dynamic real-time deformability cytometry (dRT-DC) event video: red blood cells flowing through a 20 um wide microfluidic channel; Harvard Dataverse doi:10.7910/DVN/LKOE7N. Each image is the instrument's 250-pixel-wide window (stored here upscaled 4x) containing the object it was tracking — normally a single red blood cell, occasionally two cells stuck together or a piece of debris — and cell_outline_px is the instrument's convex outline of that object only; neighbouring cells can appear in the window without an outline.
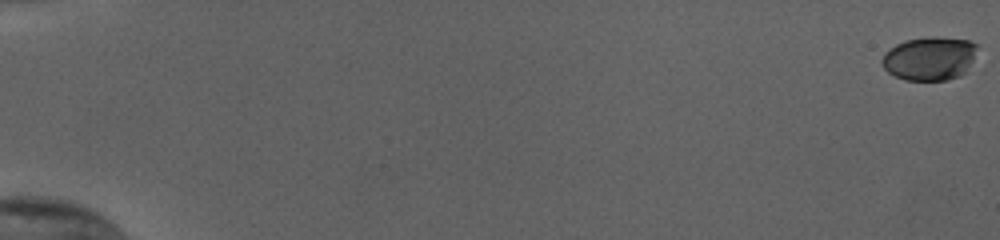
{"species": "human", "species_latin": "Homo sapiens", "temperature_condition": "cold", "stored_images_in_passage": 56, "camera_frame_rate_fps": 3000, "um_per_image_px": 0.085, "donor": {"sex": "female"}, "frame": {"image": 1, "passage_image": 1, "time_ms": 0.0, "image_size_px": [1000, 240], "cell_outline_px": [[976, 48], [972, 60], [964, 72], [960, 76], [948, 80], [904, 80], [888, 72], [884, 68], [880, 60], [884, 52], [896, 44], [904, 40], [928, 36], [932, 36], [968, 40], [976, 44]], "centroid_in_image_um": [78.96, 4.96], "position_along_channel_um": 6.0, "area_um2": 24.22}}
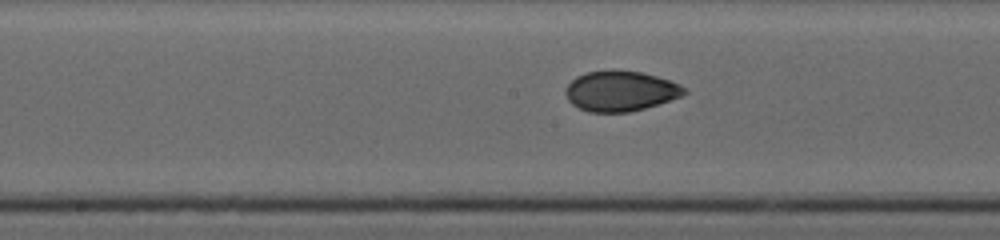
{"frame": {"image": 2, "passage_image": 32, "time_ms": 10.333, "image_size_px": [1000, 240], "cell_outline_px": [[688, 92], [680, 96], [644, 108], [628, 112], [588, 112], [572, 104], [568, 100], [564, 92], [564, 88], [576, 76], [588, 72], [608, 68], [616, 68], [640, 72], [656, 76], [680, 84], [688, 88]], "centroid_in_image_um": [52.71, 7.71], "position_along_channel_um": 195.5, "area_um2": 28.15}}
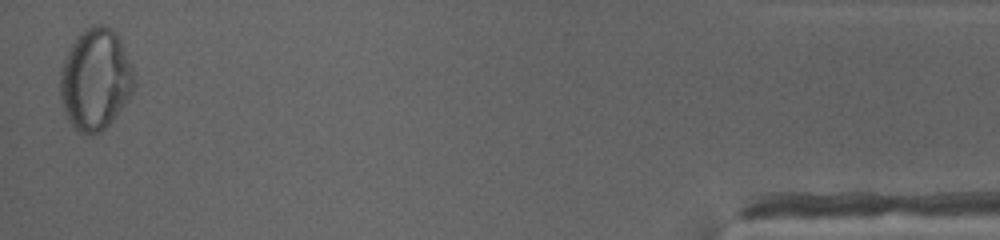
{"frame": {"image": 3, "passage_image": 56, "time_ms": 18.333, "image_size_px": [1000, 240], "cell_outline_px": [[136, 84], [128, 100], [112, 120], [100, 132], [92, 136], [88, 136], [72, 128], [68, 120], [60, 96], [60, 72], [64, 60], [76, 36], [84, 28], [92, 24], [104, 24], [112, 28], [116, 32], [124, 48], [132, 68], [136, 80]], "centroid_in_image_um": [8.11, 6.74], "position_along_channel_um": 427.1, "area_um2": 44.04}, "authors_computed_cell_mechanics": {"area_um2": 27.4839, "velocity_mm_per_s": 3.834, "shape_relaxation_time_tau1_ms": 7.0704, "shape_relaxation_time_tau2_ms": 2.2483, "deformation_change_tau1": 0.1712, "deformation_change_tau2": 0.0572}}